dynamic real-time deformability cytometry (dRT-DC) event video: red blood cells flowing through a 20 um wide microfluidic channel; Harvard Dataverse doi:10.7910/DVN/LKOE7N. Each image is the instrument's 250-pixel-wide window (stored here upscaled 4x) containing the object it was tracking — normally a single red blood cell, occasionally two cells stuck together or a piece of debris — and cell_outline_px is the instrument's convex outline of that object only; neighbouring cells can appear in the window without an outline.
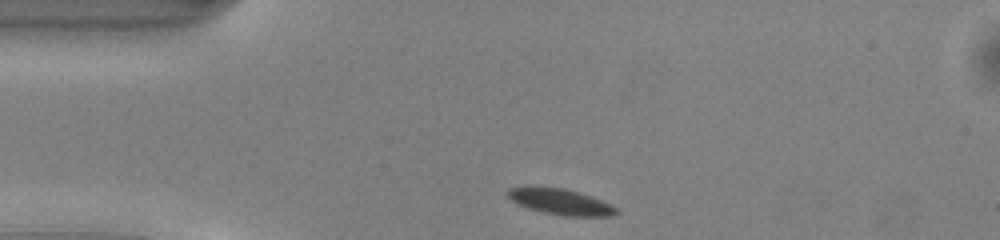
{"species": "common noctule bat (a hibernating species)", "species_latin": "Nyctalus noctula", "temperature_condition": "warm", "stored_images_in_passage": 40, "camera_frame_rate_fps": 3000, "um_per_image_px": 0.085, "animal": {"sex": "male", "body_mass_g": 13.0, "forearm_length_mm": 53.1}, "frame": {"image": 1, "passage_image": 1, "time_ms": 0.0, "image_size_px": [1000, 240], "cell_outline_px": [[620, 212], [612, 216], [564, 216], [544, 212], [528, 208], [516, 204], [504, 192], [508, 188], [564, 188], [600, 200], [620, 208]], "centroid_in_image_um": [47.68, 17.18], "position_along_channel_um": 37.3, "area_um2": 16.01}}
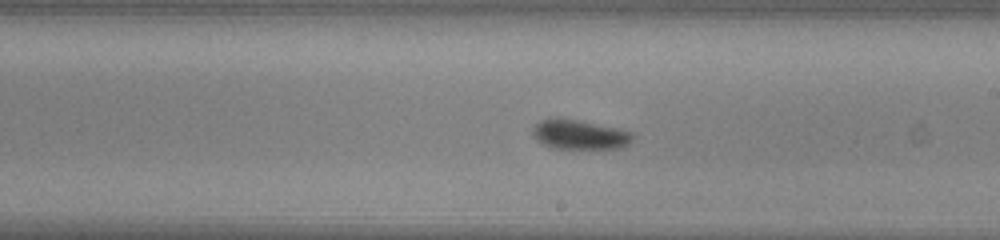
{"frame": {"image": 2, "passage_image": 18, "time_ms": 5.667, "image_size_px": [1000, 240], "cell_outline_px": [[636, 136], [628, 144], [620, 148], [552, 148], [544, 144], [532, 136], [532, 128], [540, 120], [560, 116], [632, 132]], "centroid_in_image_um": [49.23, 11.42], "position_along_channel_um": 239.8, "area_um2": 17.22}}
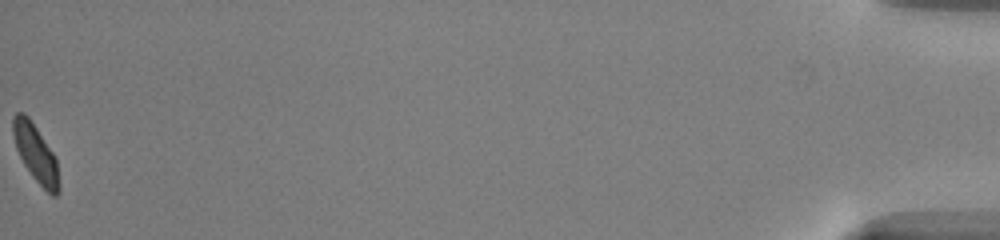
{"frame": {"image": 3, "passage_image": 40, "time_ms": 13.0, "image_size_px": [1000, 240], "cell_outline_px": [[60, 192], [56, 196], [52, 196], [32, 176], [24, 164], [16, 148], [12, 132], [12, 116], [16, 112], [24, 112], [28, 116], [52, 152], [56, 160], [60, 184]], "centroid_in_image_um": [3.02, 13.03], "position_along_channel_um": 432.2, "area_um2": 15.26}, "authors_computed_cell_mechanics": {"area_um2": 16.3863, "velocity_mm_per_s": 4.1098, "shape_relaxation_time_tau1_ms": 1.9724, "shape_relaxation_time_tau2_ms": null, "deformation_change_tau1": 0.0829, "deformation_change_tau2": null}}